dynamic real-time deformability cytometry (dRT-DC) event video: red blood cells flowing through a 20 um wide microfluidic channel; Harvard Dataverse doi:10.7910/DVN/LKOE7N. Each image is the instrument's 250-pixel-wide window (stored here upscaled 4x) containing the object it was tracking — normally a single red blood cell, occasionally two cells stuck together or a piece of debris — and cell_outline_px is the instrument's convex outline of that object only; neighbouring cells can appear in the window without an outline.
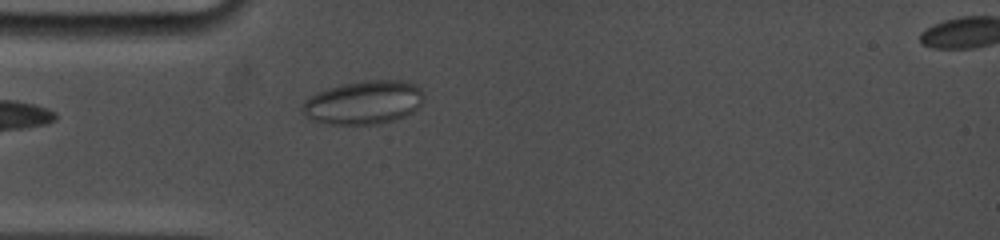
{"species": "common noctule bat (a hibernating species)", "species_latin": "Nyctalus noctula", "temperature_condition": "cold", "stored_images_in_passage": 9, "camera_frame_rate_fps": 5000, "um_per_image_px": 0.085, "animal": {"sex": "female", "body_mass_g": 19.0, "forearm_length_mm": 53.3}, "frame": {"image": 1, "passage_image": 2, "time_ms": 0.8, "image_size_px": [1000, 240], "cell_outline_px": [[424, 100], [412, 112], [404, 116], [380, 124], [328, 124], [308, 120], [300, 112], [300, 108], [304, 100], [308, 96], [316, 92], [340, 84], [364, 80], [408, 80], [416, 84], [424, 92]], "centroid_in_image_um": [30.87, 8.7], "position_along_channel_um": 54.1, "area_um2": 31.5}}
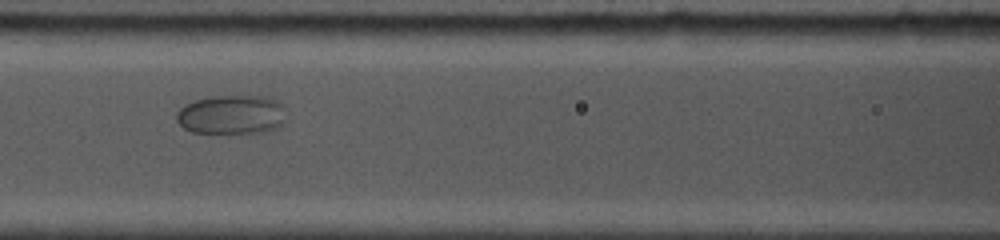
{"frame": {"image": 2, "passage_image": 6, "time_ms": 3.6, "image_size_px": [1000, 240], "cell_outline_px": [[280, 124], [276, 128], [264, 132], [192, 132], [184, 128], [176, 120], [176, 112], [184, 104], [196, 100], [212, 96], [264, 96], [276, 100], [280, 104]], "centroid_in_image_um": [19.57, 9.73], "position_along_channel_um": 147.0, "area_um2": 24.33}}
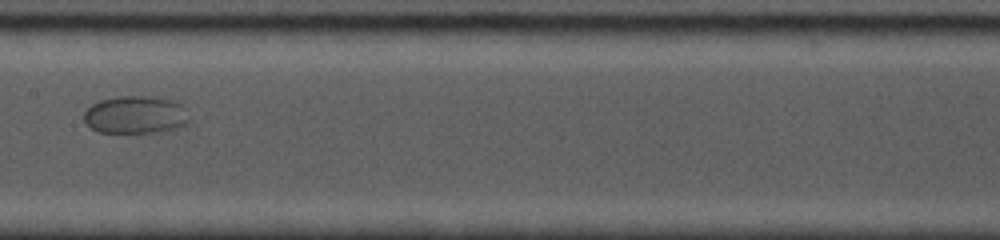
{"frame": {"image": 3, "passage_image": 8, "time_ms": 5.0, "image_size_px": [1000, 240], "cell_outline_px": [[192, 120], [184, 128], [172, 132], [96, 132], [84, 120], [84, 112], [92, 104], [100, 100], [120, 96], [152, 96], [176, 100], [184, 108]], "centroid_in_image_um": [11.63, 9.77], "position_along_channel_um": 195.8, "area_um2": 23.76}}